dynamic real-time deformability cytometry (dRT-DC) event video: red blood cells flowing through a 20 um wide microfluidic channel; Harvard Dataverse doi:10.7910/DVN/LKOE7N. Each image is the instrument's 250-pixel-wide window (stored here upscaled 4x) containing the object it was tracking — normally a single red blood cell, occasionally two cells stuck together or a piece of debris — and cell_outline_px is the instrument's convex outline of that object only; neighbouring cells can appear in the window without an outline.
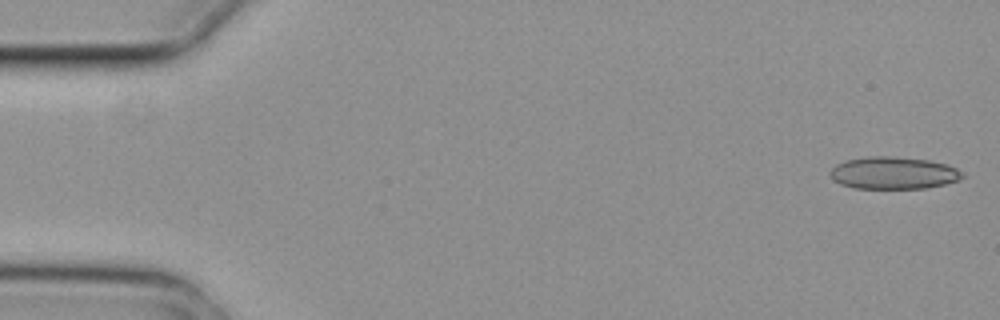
{"species": "common noctule bat (a hibernating species)", "species_latin": "Nyctalus noctula", "temperature_condition": "cold", "stored_images_in_passage": 5, "camera_frame_rate_fps": 3000, "um_per_image_px": 0.085, "animal": {"sex": "female", "body_mass_g": 29.2, "forearm_length_mm": 56.3}, "frame": {"image": 1, "passage_image": 1, "time_ms": 0.0, "image_size_px": [1000, 320], "cell_outline_px": [[964, 176], [960, 180], [944, 184], [924, 188], [852, 188], [840, 184], [832, 180], [828, 172], [836, 164], [844, 160], [868, 156], [892, 156], [928, 160], [948, 164], [964, 172]], "centroid_in_image_um": [75.92, 14.69], "position_along_channel_um": 9.1, "area_um2": 25.14}}
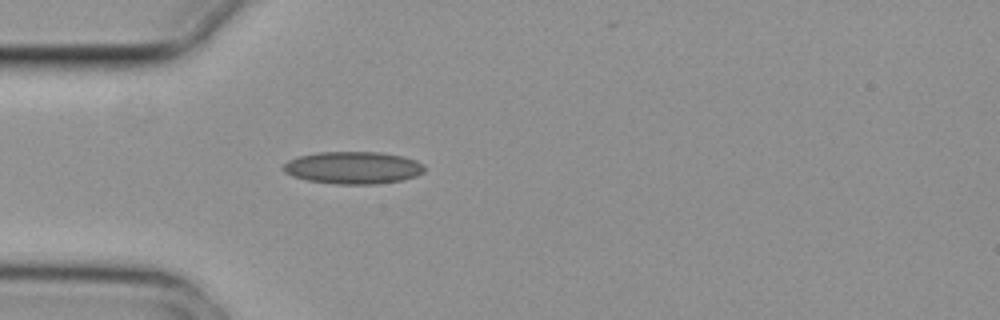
{"frame": {"image": 2, "passage_image": 5, "time_ms": 1.333, "image_size_px": [1000, 320], "cell_outline_px": [[424, 172], [416, 176], [400, 180], [376, 184], [336, 184], [308, 180], [292, 176], [284, 172], [284, 164], [288, 160], [300, 156], [316, 152], [380, 152], [404, 156], [416, 160], [424, 164]], "centroid_in_image_um": [30.03, 14.25], "position_along_channel_um": 55.0, "area_um2": 26.59}}